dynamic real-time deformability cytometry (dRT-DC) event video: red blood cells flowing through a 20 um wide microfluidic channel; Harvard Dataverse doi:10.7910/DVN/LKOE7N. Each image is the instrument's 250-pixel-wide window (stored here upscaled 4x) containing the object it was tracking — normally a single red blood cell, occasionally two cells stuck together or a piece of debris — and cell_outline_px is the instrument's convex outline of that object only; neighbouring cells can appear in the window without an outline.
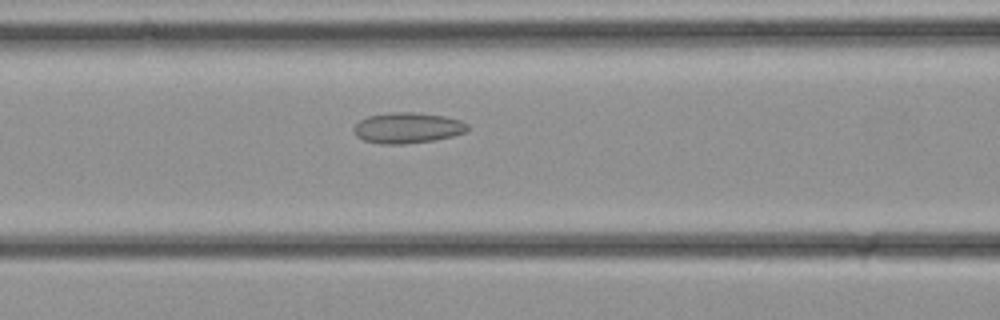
{"species": "common noctule bat (a hibernating species)", "species_latin": "Nyctalus noctula", "temperature_condition": "cold", "stored_images_in_passage": 35, "camera_frame_rate_fps": 3000, "um_per_image_px": 0.085, "animal": {"sex": "female", "body_mass_g": 21.9}, "frame": {"image": 1, "passage_image": 15, "time_ms": 4.667, "image_size_px": [1000, 320], "cell_outline_px": [[468, 132], [436, 140], [404, 144], [380, 144], [364, 140], [356, 136], [352, 128], [360, 120], [368, 116], [396, 112], [412, 112], [444, 116], [460, 120], [468, 124]], "centroid_in_image_um": [34.65, 10.88], "position_along_channel_um": 132.0, "area_um2": 20.4}}
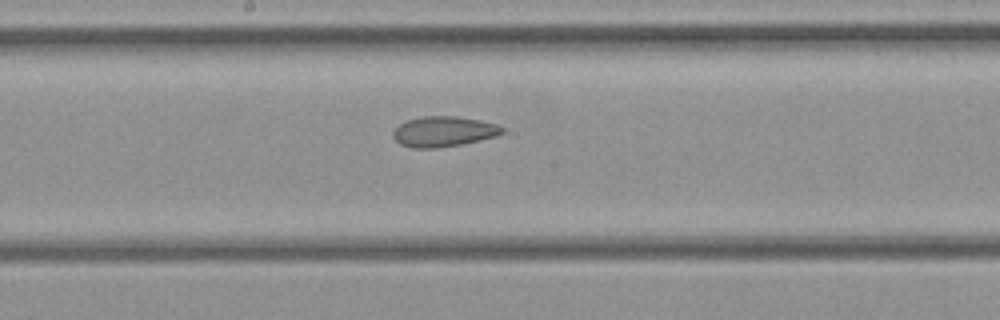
{"frame": {"image": 2, "passage_image": 19, "time_ms": 6.0, "image_size_px": [1000, 320], "cell_outline_px": [[504, 132], [496, 136], [460, 144], [436, 148], [412, 148], [400, 144], [392, 136], [392, 132], [400, 124], [408, 120], [424, 116], [456, 116], [480, 120], [496, 124], [504, 128]], "centroid_in_image_um": [37.69, 11.18], "position_along_channel_um": 210.5, "area_um2": 19.13}}
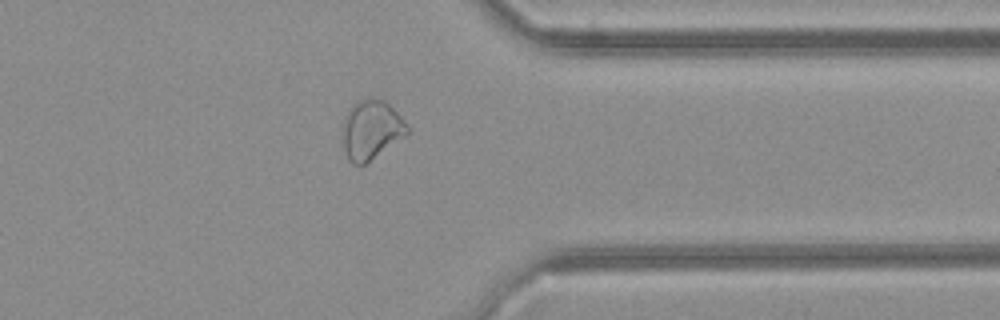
{"frame": {"image": 3, "passage_image": 28, "time_ms": 9.0, "image_size_px": [1000, 320], "cell_outline_px": [[408, 136], [364, 164], [352, 164], [348, 160], [344, 148], [344, 116], [352, 104], [356, 100], [372, 96], [384, 100], [400, 116], [408, 128]], "centroid_in_image_um": [31.56, 11.01], "position_along_channel_um": 379.8, "area_um2": 22.37}}